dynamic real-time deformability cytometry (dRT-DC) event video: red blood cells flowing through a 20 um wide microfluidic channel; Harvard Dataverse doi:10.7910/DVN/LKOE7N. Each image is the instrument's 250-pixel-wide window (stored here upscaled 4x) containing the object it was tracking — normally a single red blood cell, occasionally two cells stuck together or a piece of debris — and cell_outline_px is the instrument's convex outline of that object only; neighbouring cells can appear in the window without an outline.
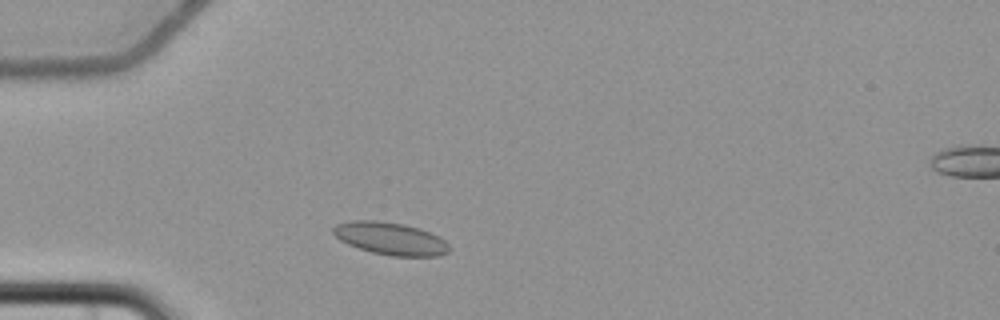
{"species": "common noctule bat (a hibernating species)", "species_latin": "Nyctalus noctula", "temperature_condition": "cold", "stored_images_in_passage": 3, "camera_frame_rate_fps": 3000, "um_per_image_px": 0.085, "animal": {"sex": "female", "body_mass_g": 22.7, "forearm_length_mm": 54.2}, "frame": {"image": 1, "passage_image": 2, "time_ms": 1.0, "image_size_px": [1000, 320], "cell_outline_px": [[452, 248], [448, 252], [440, 256], [392, 256], [372, 252], [348, 244], [340, 240], [332, 232], [332, 228], [336, 224], [352, 220], [376, 220], [404, 224], [440, 236]], "centroid_in_image_um": [33.2, 20.28], "position_along_channel_um": 51.8, "area_um2": 21.96}}